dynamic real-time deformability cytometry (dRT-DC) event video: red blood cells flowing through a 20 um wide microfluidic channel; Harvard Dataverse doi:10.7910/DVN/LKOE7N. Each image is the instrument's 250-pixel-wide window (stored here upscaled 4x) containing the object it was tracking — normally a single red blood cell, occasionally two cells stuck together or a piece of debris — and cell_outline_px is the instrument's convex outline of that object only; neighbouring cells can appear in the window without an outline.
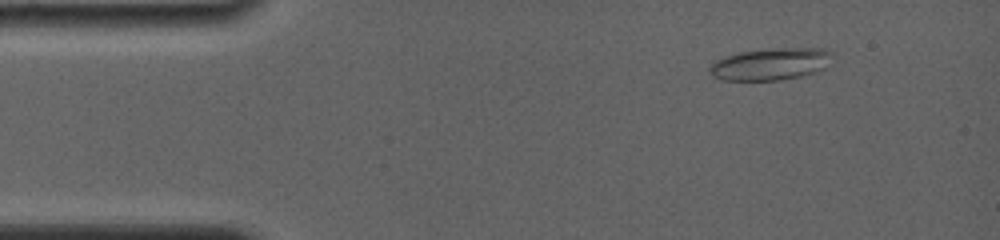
{"species": "common noctule bat (a hibernating species)", "species_latin": "Nyctalus noctula", "temperature_condition": "room temperature", "stored_images_in_passage": 14, "camera_frame_rate_fps": 4000, "um_per_image_px": 0.085, "animal": {"sex": "female", "body_mass_g": 19.0, "forearm_length_mm": 56.7}, "frame": {"image": 1, "passage_image": 3, "time_ms": 1.0, "image_size_px": [1000, 240], "cell_outline_px": [[832, 52], [824, 68], [816, 72], [800, 76], [780, 80], [720, 80], [712, 76], [708, 72], [708, 68], [712, 60], [740, 52], [772, 48], [824, 48]], "centroid_in_image_um": [65.42, 5.44], "position_along_channel_um": 19.6, "area_um2": 23.0}}
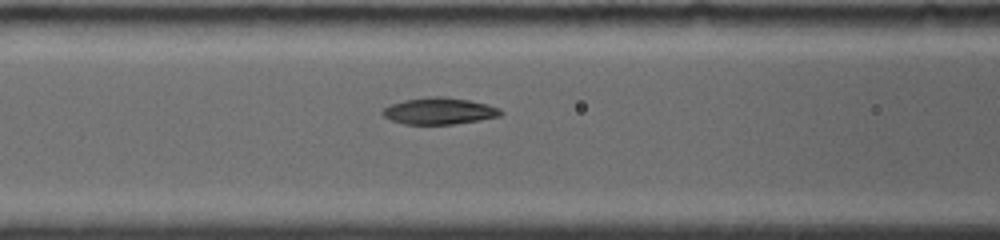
{"frame": {"image": 2, "passage_image": 12, "time_ms": 5.75, "image_size_px": [1000, 240], "cell_outline_px": [[504, 112], [500, 116], [480, 120], [452, 124], [404, 124], [392, 120], [384, 116], [380, 112], [384, 108], [392, 104], [404, 100], [424, 96], [444, 96], [468, 100], [488, 104], [500, 108]], "centroid_in_image_um": [37.35, 9.42], "position_along_channel_um": 129.2, "area_um2": 18.44}}
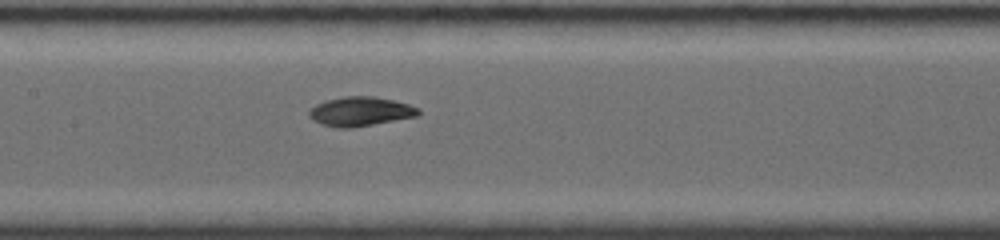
{"frame": {"image": 3, "passage_image": 14, "time_ms": 7.0, "image_size_px": [1000, 240], "cell_outline_px": [[420, 116], [352, 128], [336, 128], [320, 124], [312, 120], [308, 116], [308, 112], [316, 104], [324, 100], [344, 96], [376, 96], [408, 104], [420, 108]], "centroid_in_image_um": [30.63, 9.48], "position_along_channel_um": 176.8, "area_um2": 18.96}}